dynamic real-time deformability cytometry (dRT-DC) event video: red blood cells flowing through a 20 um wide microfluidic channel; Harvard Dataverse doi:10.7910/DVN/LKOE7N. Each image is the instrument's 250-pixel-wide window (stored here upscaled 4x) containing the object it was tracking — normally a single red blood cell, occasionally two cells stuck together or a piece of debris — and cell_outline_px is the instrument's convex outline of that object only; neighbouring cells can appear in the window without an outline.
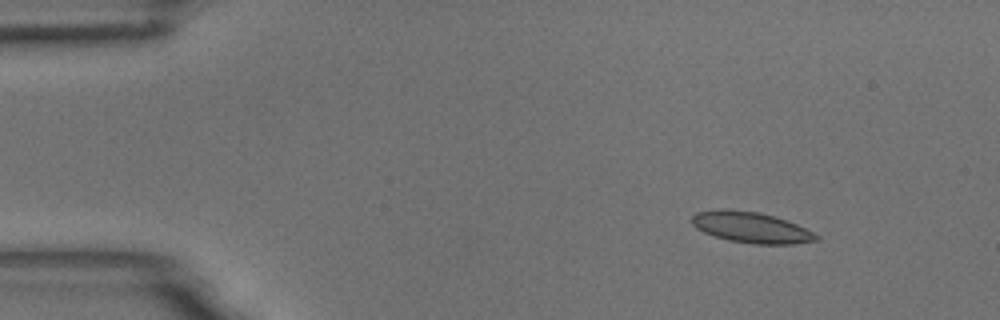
{"species": "common noctule bat (a hibernating species)", "species_latin": "Nyctalus noctula", "temperature_condition": "room temperature", "stored_images_in_passage": 7, "camera_frame_rate_fps": 3000, "um_per_image_px": 0.085, "animal": {"sex": "male", "body_mass_g": 18.8}, "frame": {"image": 1, "passage_image": 3, "time_ms": 0.667, "image_size_px": [1000, 320], "cell_outline_px": [[820, 240], [792, 244], [752, 244], [728, 240], [704, 232], [696, 228], [692, 224], [692, 216], [696, 212], [720, 208], [724, 208], [760, 212], [796, 224], [820, 236]], "centroid_in_image_um": [63.82, 19.32], "position_along_channel_um": 21.2, "area_um2": 22.37}}
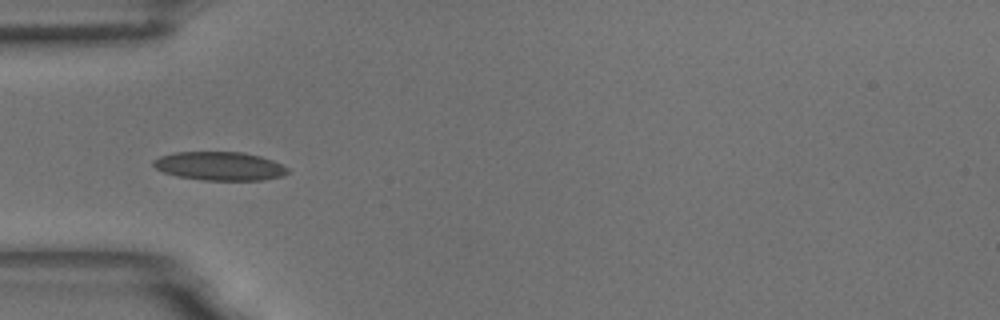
{"frame": {"image": 2, "passage_image": 6, "time_ms": 1.667, "image_size_px": [1000, 320], "cell_outline_px": [[288, 172], [284, 176], [264, 180], [200, 180], [176, 176], [164, 172], [156, 168], [152, 164], [152, 160], [160, 156], [172, 152], [244, 152], [260, 156], [272, 160], [288, 168]], "centroid_in_image_um": [18.65, 14.12], "position_along_channel_um": 66.3, "area_um2": 22.54}}